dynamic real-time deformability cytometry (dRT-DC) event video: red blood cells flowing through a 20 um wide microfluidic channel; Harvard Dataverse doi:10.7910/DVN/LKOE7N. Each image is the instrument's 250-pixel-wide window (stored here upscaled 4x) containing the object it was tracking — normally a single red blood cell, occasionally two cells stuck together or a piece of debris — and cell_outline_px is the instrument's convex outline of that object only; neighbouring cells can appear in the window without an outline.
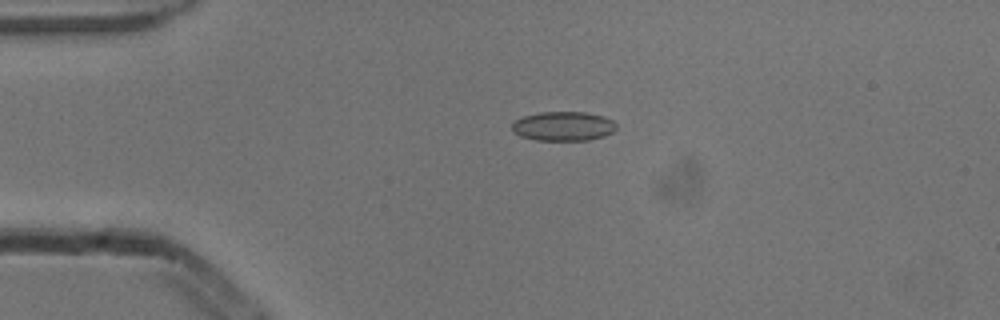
{"species": "common noctule bat (a hibernating species)", "species_latin": "Nyctalus noctula", "temperature_condition": "cold", "stored_images_in_passage": 4, "camera_frame_rate_fps": 3000, "um_per_image_px": 0.085, "animal": {"sex": "male", "body_mass_g": 13.3}, "frame": {"image": 1, "passage_image": 3, "time_ms": 0.667, "image_size_px": [1000, 320], "cell_outline_px": [[616, 128], [612, 132], [604, 136], [588, 140], [536, 140], [520, 136], [512, 132], [512, 124], [516, 120], [524, 116], [540, 112], [584, 112], [604, 116], [612, 120], [616, 124]], "centroid_in_image_um": [47.87, 10.73], "position_along_channel_um": 37.1, "area_um2": 17.8}}